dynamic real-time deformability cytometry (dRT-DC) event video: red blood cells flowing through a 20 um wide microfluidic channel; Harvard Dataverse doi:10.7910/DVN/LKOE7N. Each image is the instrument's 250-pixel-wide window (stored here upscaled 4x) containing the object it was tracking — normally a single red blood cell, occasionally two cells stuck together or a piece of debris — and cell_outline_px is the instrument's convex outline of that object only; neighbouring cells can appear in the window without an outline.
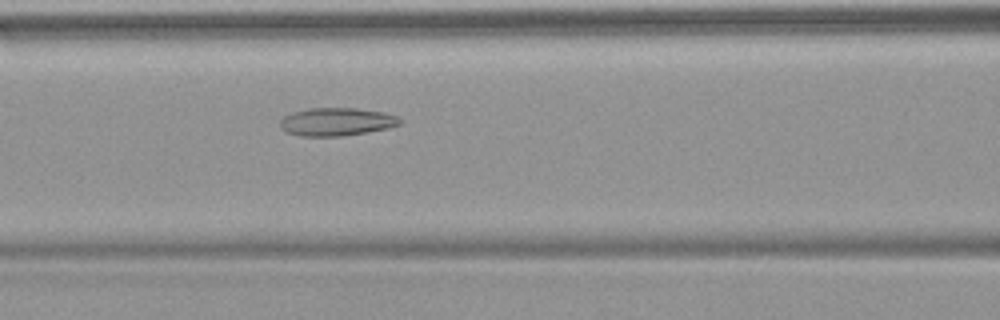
{"species": "common noctule bat (a hibernating species)", "species_latin": "Nyctalus noctula", "temperature_condition": "warm", "stored_images_in_passage": 51, "camera_frame_rate_fps": 3000, "um_per_image_px": 0.085, "animal": {"sex": "female", "body_mass_g": 18.4}, "frame": {"image": 1, "passage_image": 23, "time_ms": 7.333, "image_size_px": [1000, 320], "cell_outline_px": [[400, 124], [388, 128], [368, 132], [340, 136], [300, 136], [288, 132], [280, 128], [280, 120], [284, 116], [292, 112], [308, 108], [356, 108], [384, 112], [396, 116], [400, 120]], "centroid_in_image_um": [28.58, 10.35], "position_along_channel_um": 138.0, "area_um2": 19.54}}
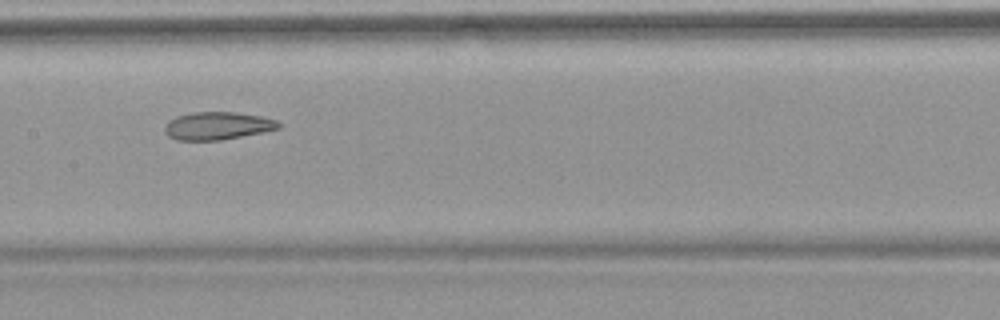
{"frame": {"image": 2, "passage_image": 27, "time_ms": 8.667, "image_size_px": [1000, 320], "cell_outline_px": [[280, 128], [264, 132], [220, 140], [176, 140], [168, 136], [164, 132], [164, 124], [168, 120], [176, 116], [192, 112], [236, 112], [260, 116], [276, 120], [280, 124]], "centroid_in_image_um": [18.44, 10.69], "position_along_channel_um": 189.0, "area_um2": 18.55}}
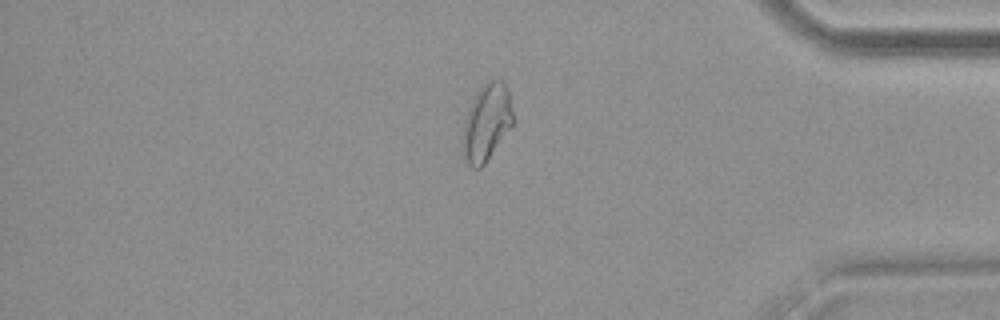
{"frame": {"image": 3, "passage_image": 45, "time_ms": 14.667, "image_size_px": [1000, 320], "cell_outline_px": [[512, 124], [484, 164], [480, 168], [472, 168], [468, 164], [460, 152], [460, 136], [472, 100], [476, 92], [488, 80], [504, 80], [508, 88], [512, 112]], "centroid_in_image_um": [41.3, 10.43], "position_along_channel_um": 393.9, "area_um2": 22.54}, "authors_computed_cell_mechanics": {"area_um2": 22.4842, "velocity_mm_per_s": 3.8314, "shape_relaxation_time_tau1_ms": null, "shape_relaxation_time_tau2_ms": 3.2334, "deformation_change_tau1": null, "deformation_change_tau2": 0.1006}}